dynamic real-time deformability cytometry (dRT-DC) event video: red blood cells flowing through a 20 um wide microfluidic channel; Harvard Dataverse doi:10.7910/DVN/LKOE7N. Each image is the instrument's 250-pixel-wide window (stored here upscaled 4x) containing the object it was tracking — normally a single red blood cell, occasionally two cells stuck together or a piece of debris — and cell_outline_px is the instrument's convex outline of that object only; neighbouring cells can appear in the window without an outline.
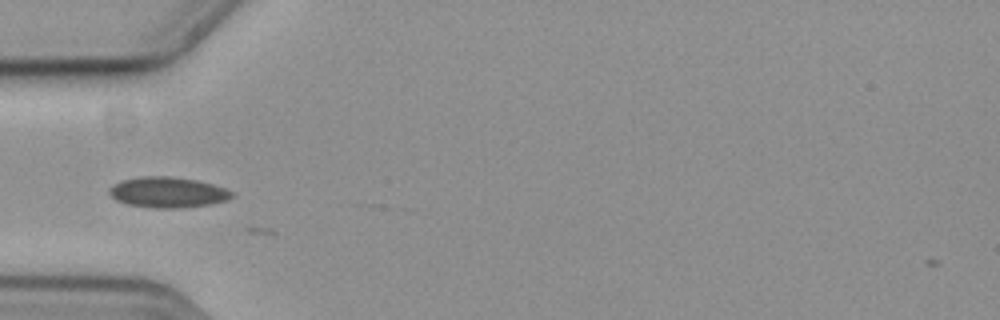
{"species": "common noctule bat (a hibernating species)", "species_latin": "Nyctalus noctula", "temperature_condition": "cold", "stored_images_in_passage": 12, "camera_frame_rate_fps": 3000, "um_per_image_px": 0.085, "animal": {"sex": "female", "body_mass_g": 19.3, "forearm_length_mm": 54.1}, "frame": {"image": 1, "passage_image": 1, "time_ms": 0.0, "image_size_px": [1000, 320], "cell_outline_px": [[236, 196], [228, 200], [212, 204], [184, 208], [152, 208], [128, 204], [116, 200], [108, 192], [108, 188], [112, 184], [124, 180], [140, 176], [172, 176], [196, 180], [212, 184], [224, 188], [232, 192]], "centroid_in_image_um": [14.27, 16.35], "position_along_channel_um": 70.7, "area_um2": 22.08}}
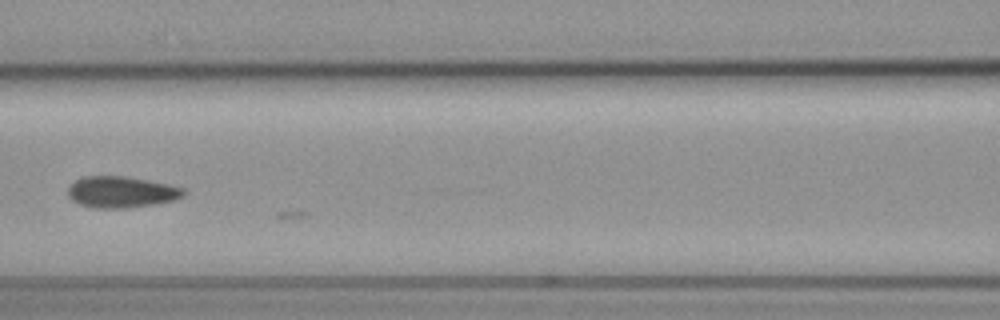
{"frame": {"image": 2, "passage_image": 8, "time_ms": 2.333, "image_size_px": [1000, 320], "cell_outline_px": [[188, 192], [184, 196], [176, 200], [156, 204], [128, 208], [92, 208], [80, 204], [72, 200], [68, 196], [68, 188], [76, 180], [84, 176], [128, 176], [168, 184], [184, 188]], "centroid_in_image_um": [10.36, 16.33], "position_along_channel_um": 156.2, "area_um2": 21.39}}
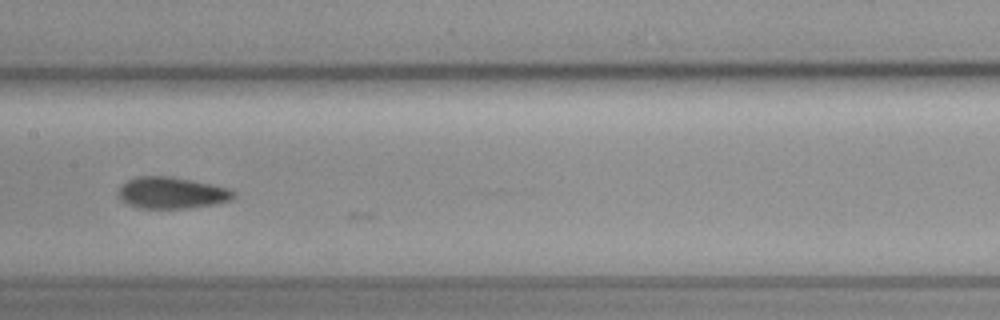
{"frame": {"image": 3, "passage_image": 11, "time_ms": 3.333, "image_size_px": [1000, 320], "cell_outline_px": [[236, 196], [228, 200], [216, 204], [188, 208], [136, 208], [120, 200], [116, 196], [116, 192], [128, 180], [136, 176], [172, 176], [212, 184], [228, 188], [236, 192]], "centroid_in_image_um": [14.57, 16.39], "position_along_channel_um": 192.8, "area_um2": 21.39}}